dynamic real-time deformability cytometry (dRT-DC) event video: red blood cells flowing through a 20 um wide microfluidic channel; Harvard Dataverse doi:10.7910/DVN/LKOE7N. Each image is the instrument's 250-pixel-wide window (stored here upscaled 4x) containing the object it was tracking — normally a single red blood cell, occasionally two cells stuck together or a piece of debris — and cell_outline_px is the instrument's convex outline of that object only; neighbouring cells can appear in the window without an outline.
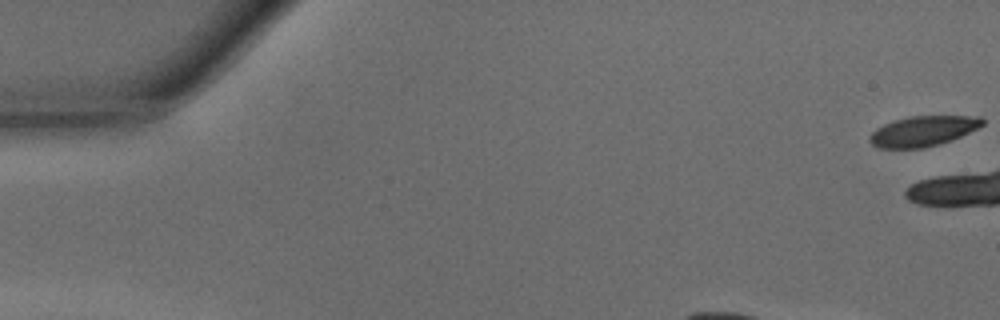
{"species": "common noctule bat (a hibernating species)", "species_latin": "Nyctalus noctula", "temperature_condition": "warm", "stored_images_in_passage": 10, "camera_frame_rate_fps": 3000, "um_per_image_px": 0.085, "animal": {"sex": "male", "body_mass_g": 15.6}, "frame": {"image": 1, "passage_image": 1, "time_ms": 0.0, "image_size_px": [1000, 320], "cell_outline_px": [[984, 124], [960, 136], [940, 144], [920, 148], [880, 148], [872, 144], [868, 140], [868, 136], [876, 128], [884, 124], [908, 116], [980, 116], [984, 120]], "centroid_in_image_um": [78.42, 11.14], "position_along_channel_um": 6.6, "area_um2": 19.71}}